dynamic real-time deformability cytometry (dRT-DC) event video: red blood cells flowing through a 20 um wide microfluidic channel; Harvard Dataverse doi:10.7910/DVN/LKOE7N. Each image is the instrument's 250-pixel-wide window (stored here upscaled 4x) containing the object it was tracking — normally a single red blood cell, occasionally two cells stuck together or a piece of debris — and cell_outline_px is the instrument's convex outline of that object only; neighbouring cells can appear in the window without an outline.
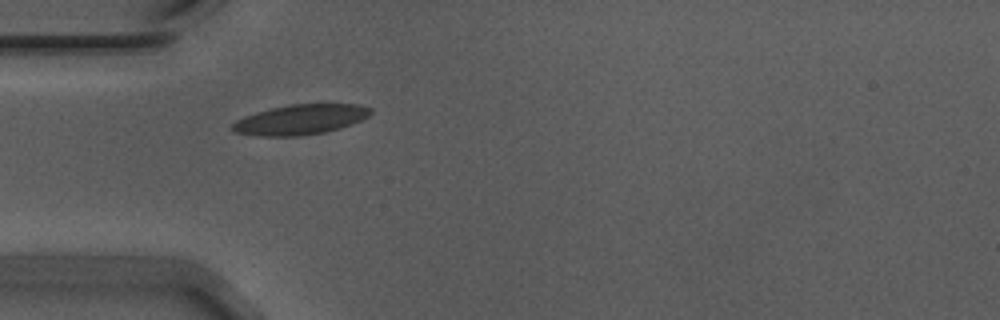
{"species": "Egyptian fruit bat (a non-hibernating species)", "species_latin": "Rousettus aegyptiacus", "temperature_condition": "warm", "stored_images_in_passage": 33, "camera_frame_rate_fps": 3000, "um_per_image_px": 0.085, "animal": {"sex": "male"}, "frame": {"image": 1, "passage_image": 1, "time_ms": 0.0, "image_size_px": [1000, 320], "cell_outline_px": [[372, 112], [368, 116], [352, 124], [340, 128], [324, 132], [296, 136], [260, 136], [232, 132], [228, 128], [236, 120], [244, 116], [256, 112], [272, 108], [292, 104], [360, 104], [372, 108]], "centroid_in_image_um": [25.51, 10.16], "position_along_channel_um": 59.5, "area_um2": 24.28}}
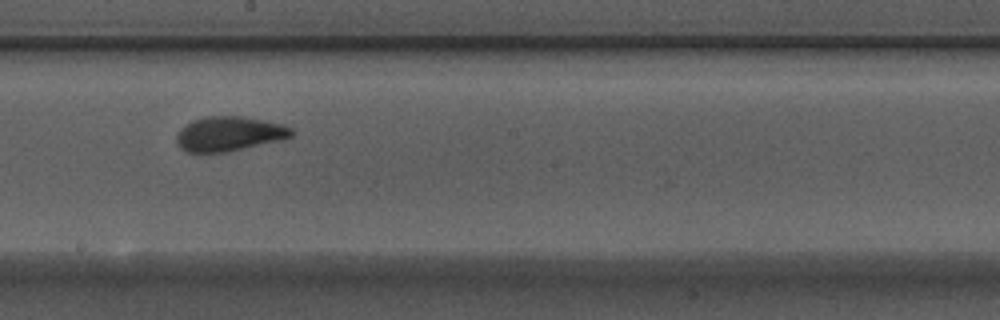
{"frame": {"image": 2, "passage_image": 15, "time_ms": 4.667, "image_size_px": [1000, 320], "cell_outline_px": [[296, 132], [292, 136], [284, 140], [224, 152], [188, 152], [180, 148], [176, 140], [176, 136], [180, 128], [192, 120], [208, 116], [244, 116], [284, 124], [292, 128]], "centroid_in_image_um": [19.52, 11.36], "position_along_channel_um": 228.7, "area_um2": 23.41}}
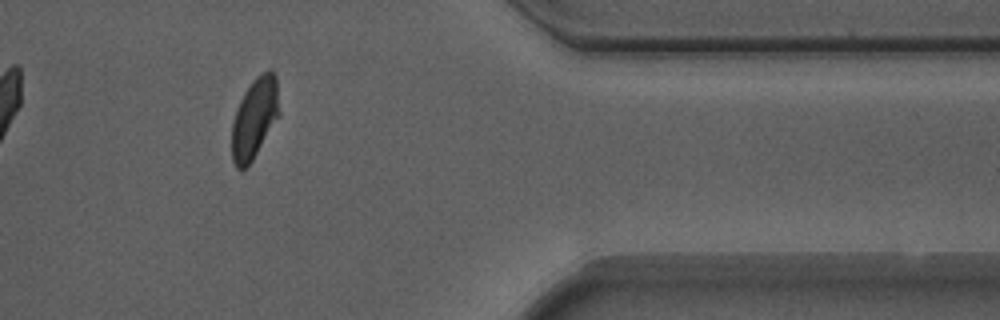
{"frame": {"image": 3, "passage_image": 30, "time_ms": 9.667, "image_size_px": [1000, 320], "cell_outline_px": [[280, 116], [252, 160], [240, 172], [236, 168], [232, 160], [232, 124], [240, 100], [244, 92], [252, 80], [260, 72], [268, 68], [272, 68], [276, 76], [280, 112]], "centroid_in_image_um": [21.66, 10.0], "position_along_channel_um": 389.7, "area_um2": 22.54}, "authors_computed_cell_mechanics": {"area_um2": 22.8888, "velocity_mm_per_s": 3.6906, "shape_relaxation_time_tau1_ms": 3.3729, "shape_relaxation_time_tau2_ms": 1.1318, "deformation_change_tau1": 0.1376, "deformation_change_tau2": 0.068}}